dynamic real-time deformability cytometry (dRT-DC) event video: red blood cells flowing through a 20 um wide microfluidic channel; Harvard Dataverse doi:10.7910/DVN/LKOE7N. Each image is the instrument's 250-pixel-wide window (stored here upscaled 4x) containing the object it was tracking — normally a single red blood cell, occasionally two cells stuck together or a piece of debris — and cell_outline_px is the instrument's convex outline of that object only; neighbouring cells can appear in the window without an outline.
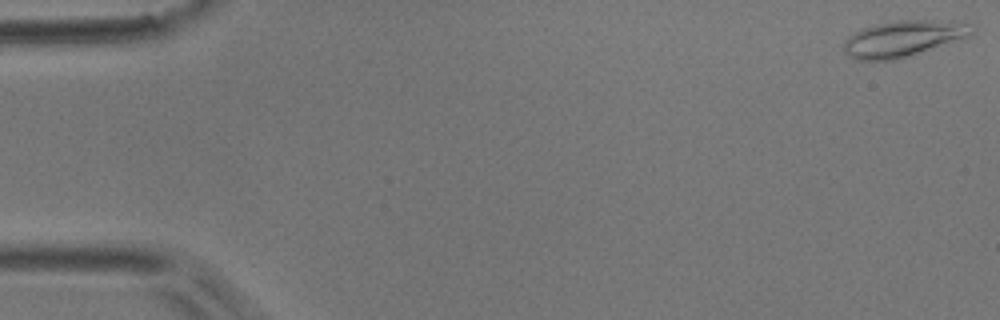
{"species": "common noctule bat (a hibernating species)", "species_latin": "Nyctalus noctula", "temperature_condition": "room temperature", "stored_images_in_passage": 11, "camera_frame_rate_fps": 3000, "um_per_image_px": 0.085, "animal": {"sex": "male", "body_mass_g": 17.9}, "frame": {"image": 1, "passage_image": 1, "time_ms": 0.0, "image_size_px": [1000, 320], "cell_outline_px": [[976, 32], [972, 36], [964, 40], [908, 56], [892, 60], [856, 60], [848, 56], [844, 52], [844, 40], [848, 36], [864, 28], [876, 24], [896, 20], [924, 20], [972, 24]], "centroid_in_image_um": [76.83, 3.29], "position_along_channel_um": 8.2, "area_um2": 27.11}}